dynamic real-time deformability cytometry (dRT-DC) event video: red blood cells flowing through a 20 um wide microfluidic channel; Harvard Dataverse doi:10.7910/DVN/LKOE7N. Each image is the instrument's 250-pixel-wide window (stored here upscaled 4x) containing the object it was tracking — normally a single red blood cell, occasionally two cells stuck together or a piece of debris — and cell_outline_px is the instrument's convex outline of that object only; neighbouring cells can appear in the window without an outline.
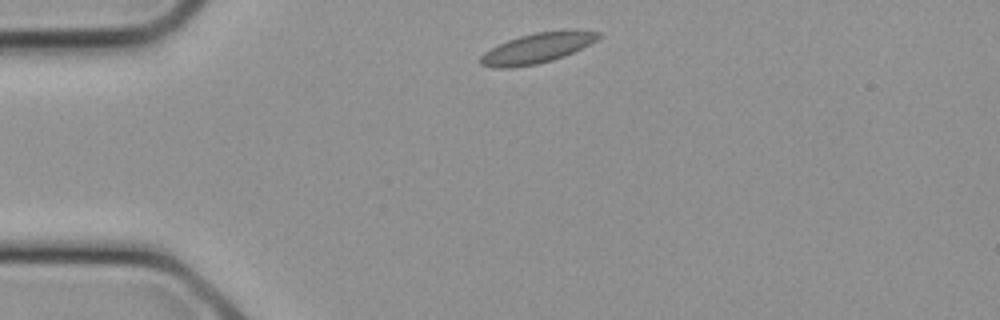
{"species": "common noctule bat (a hibernating species)", "species_latin": "Nyctalus noctula", "temperature_condition": "cold", "stored_images_in_passage": 8, "camera_frame_rate_fps": 3000, "um_per_image_px": 0.085, "animal": {"sex": "female", "body_mass_g": 21.9}, "frame": {"image": 1, "passage_image": 1, "time_ms": 0.0, "image_size_px": [1000, 320], "cell_outline_px": [[600, 36], [596, 40], [564, 56], [552, 60], [536, 64], [512, 68], [492, 68], [480, 64], [480, 56], [484, 52], [508, 40], [520, 36], [536, 32], [600, 32]], "centroid_in_image_um": [45.53, 4.14], "position_along_channel_um": 39.5, "area_um2": 19.83}}
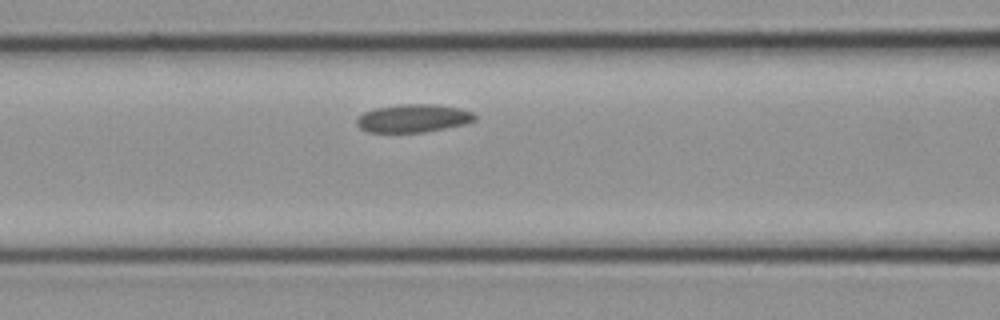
{"frame": {"image": 2, "passage_image": 6, "time_ms": 1.667, "image_size_px": [1000, 320], "cell_outline_px": [[476, 120], [464, 124], [424, 132], [368, 132], [360, 128], [356, 124], [356, 116], [364, 112], [376, 108], [400, 104], [436, 104], [460, 108], [472, 112], [476, 116]], "centroid_in_image_um": [35.1, 10.05], "position_along_channel_um": 131.5, "area_um2": 19.36}}
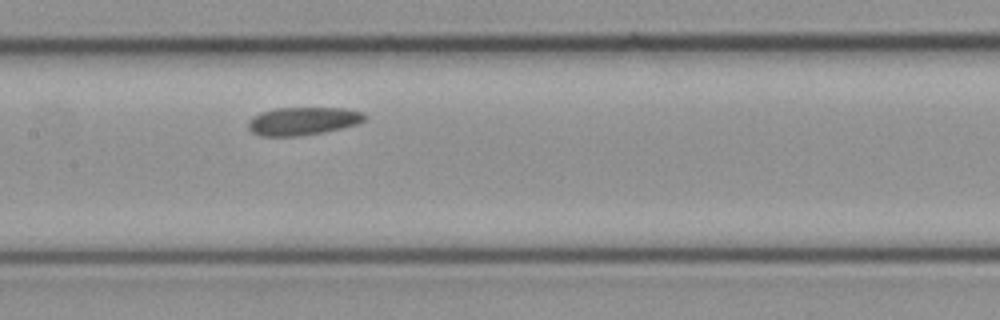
{"frame": {"image": 3, "passage_image": 8, "time_ms": 2.333, "image_size_px": [1000, 320], "cell_outline_px": [[368, 120], [356, 124], [324, 132], [300, 136], [260, 136], [252, 132], [248, 128], [248, 120], [260, 112], [276, 108], [348, 108], [364, 112], [368, 116]], "centroid_in_image_um": [25.78, 10.28], "position_along_channel_um": 181.6, "area_um2": 19.25}}